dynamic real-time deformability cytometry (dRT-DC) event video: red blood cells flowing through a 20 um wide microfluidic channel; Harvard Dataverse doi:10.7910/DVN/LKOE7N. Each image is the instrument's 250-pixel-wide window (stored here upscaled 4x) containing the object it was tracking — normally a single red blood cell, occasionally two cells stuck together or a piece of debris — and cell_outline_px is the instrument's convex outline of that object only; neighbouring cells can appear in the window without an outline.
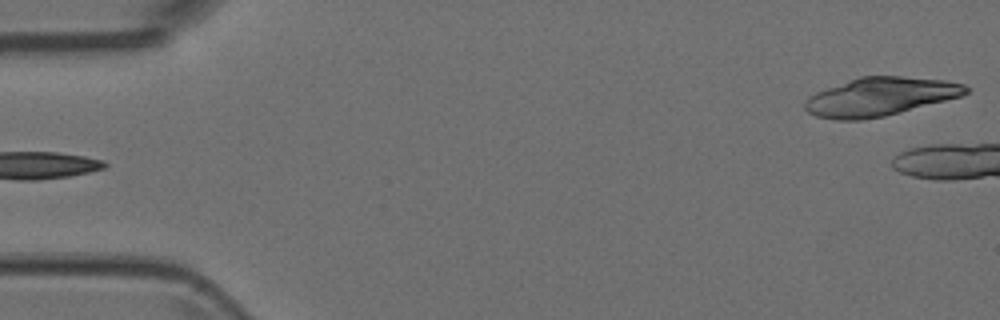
{"species": "Egyptian fruit bat (a non-hibernating species)", "species_latin": "Rousettus aegyptiacus", "temperature_condition": "room temperature", "stored_images_in_passage": 5, "segment_of_instrument_passage": [2, 2], "camera_frame_rate_fps": 3000, "um_per_image_px": 0.085, "animal": {"sex": "female"}, "frame": {"image": 1, "passage_image": 5, "time_ms": 1.333, "image_size_px": [1000, 320], "cell_outline_px": [[968, 92], [964, 96], [884, 116], [860, 120], [836, 120], [816, 116], [808, 112], [804, 108], [804, 100], [816, 92], [860, 76], [900, 76], [944, 80], [964, 84], [968, 88]], "centroid_in_image_um": [74.81, 8.22], "position_along_channel_um": 10.2, "area_um2": 35.95}}